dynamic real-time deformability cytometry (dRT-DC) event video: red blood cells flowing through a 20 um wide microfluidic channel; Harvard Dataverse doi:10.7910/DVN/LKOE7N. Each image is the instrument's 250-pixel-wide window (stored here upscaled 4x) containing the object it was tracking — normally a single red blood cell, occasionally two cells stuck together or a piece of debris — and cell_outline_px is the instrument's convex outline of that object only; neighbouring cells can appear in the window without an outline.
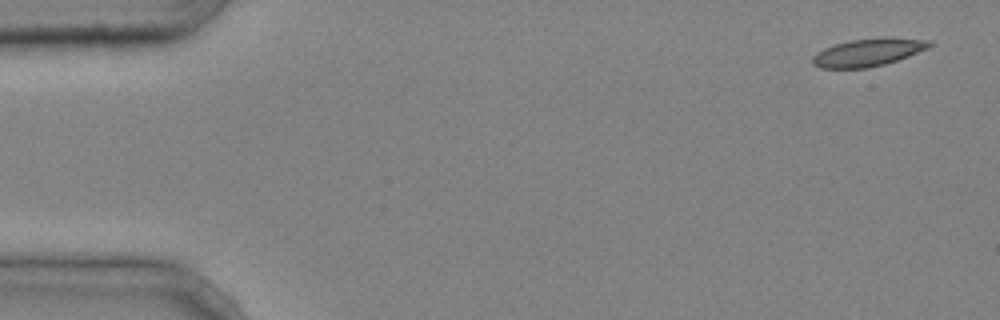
{"species": "common noctule bat (a hibernating species)", "species_latin": "Nyctalus noctula", "temperature_condition": "cold", "stored_images_in_passage": 4, "camera_frame_rate_fps": 3000, "um_per_image_px": 0.085, "animal": {"sex": "male", "body_mass_g": 20.4}, "frame": {"image": 1, "passage_image": 1, "time_ms": 0.0, "image_size_px": [1000, 320], "cell_outline_px": [[932, 44], [928, 48], [908, 56], [884, 64], [868, 68], [820, 68], [812, 64], [812, 56], [816, 52], [824, 48], [836, 44], [852, 40], [884, 36], [932, 40]], "centroid_in_image_um": [73.79, 4.44], "position_along_channel_um": 11.2, "area_um2": 19.02}}